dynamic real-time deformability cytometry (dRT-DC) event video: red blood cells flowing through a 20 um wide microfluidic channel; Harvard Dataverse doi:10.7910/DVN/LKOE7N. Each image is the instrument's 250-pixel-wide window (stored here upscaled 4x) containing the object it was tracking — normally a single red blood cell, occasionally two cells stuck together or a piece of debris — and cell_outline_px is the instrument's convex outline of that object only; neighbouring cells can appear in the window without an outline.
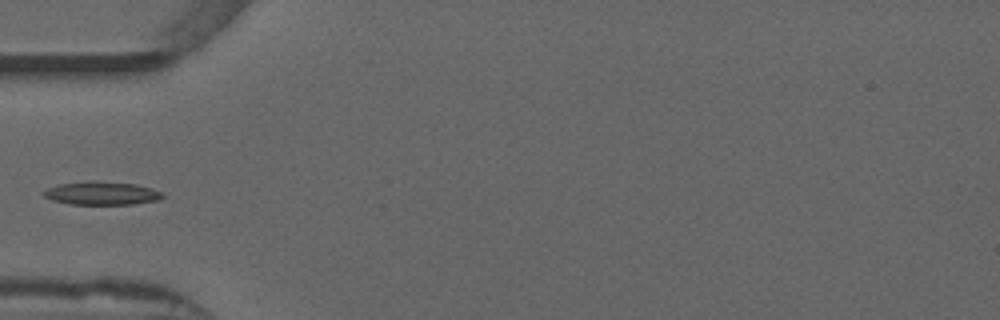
{"species": "common noctule bat (a hibernating species)", "species_latin": "Nyctalus noctula", "temperature_condition": "warm", "stored_images_in_passage": 36, "camera_frame_rate_fps": 3000, "um_per_image_px": 0.085, "animal": {"sex": "male", "forearm_length_mm": 52.5}, "frame": {"image": 1, "passage_image": 1, "time_ms": 0.0, "image_size_px": [1000, 320], "cell_outline_px": [[164, 196], [156, 200], [132, 204], [68, 204], [52, 200], [44, 196], [44, 192], [48, 188], [60, 184], [96, 180], [136, 184], [152, 188], [164, 192]], "centroid_in_image_um": [8.68, 16.42], "position_along_channel_um": 76.3, "area_um2": 16.07}}
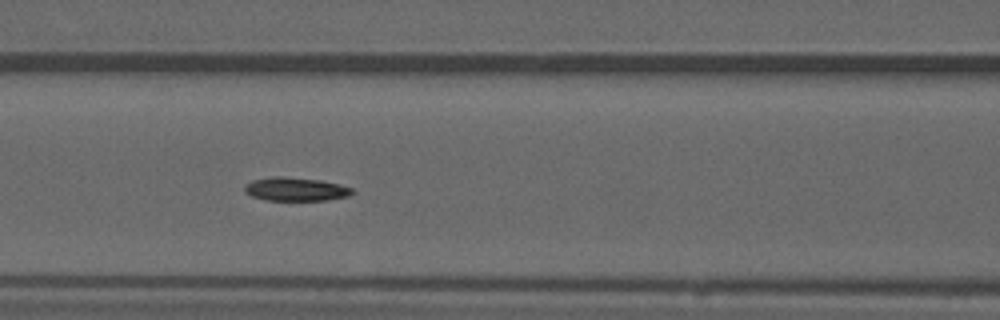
{"frame": {"image": 2, "passage_image": 6, "time_ms": 1.667, "image_size_px": [1000, 320], "cell_outline_px": [[356, 192], [348, 196], [328, 200], [264, 200], [252, 196], [244, 192], [244, 184], [252, 180], [272, 176], [280, 176], [320, 180], [340, 184], [352, 188]], "centroid_in_image_um": [25.12, 16.08], "position_along_channel_um": 141.5, "area_um2": 14.91}}